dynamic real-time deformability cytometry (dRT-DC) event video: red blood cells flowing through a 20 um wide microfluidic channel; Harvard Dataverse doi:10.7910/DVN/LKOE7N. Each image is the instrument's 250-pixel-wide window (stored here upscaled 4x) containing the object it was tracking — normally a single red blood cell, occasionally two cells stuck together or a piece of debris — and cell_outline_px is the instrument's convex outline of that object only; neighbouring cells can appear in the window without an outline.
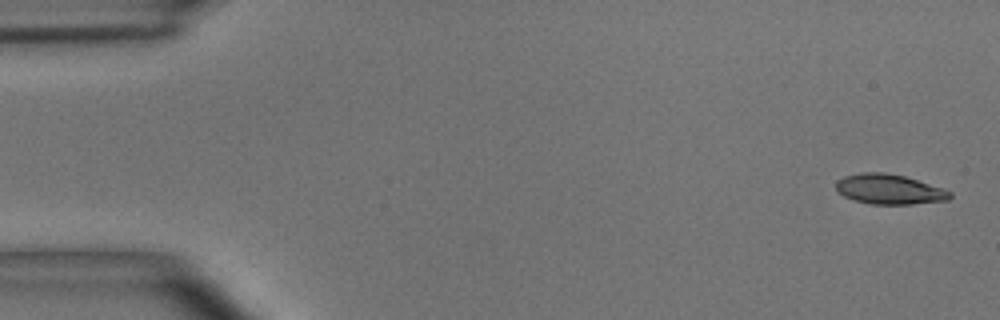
{"species": "common noctule bat (a hibernating species)", "species_latin": "Nyctalus noctula", "temperature_condition": "room temperature", "stored_images_in_passage": 4, "camera_frame_rate_fps": 3000, "um_per_image_px": 0.085, "animal": {"sex": "male", "body_mass_g": 15.6}, "frame": {"image": 1, "passage_image": 1, "time_ms": 0.0, "image_size_px": [1000, 320], "cell_outline_px": [[952, 196], [948, 200], [912, 204], [872, 204], [856, 200], [844, 196], [836, 192], [836, 180], [844, 176], [860, 172], [884, 172], [904, 176], [944, 188], [952, 192]], "centroid_in_image_um": [75.58, 16.08], "position_along_channel_um": 9.4, "area_um2": 20.0}}
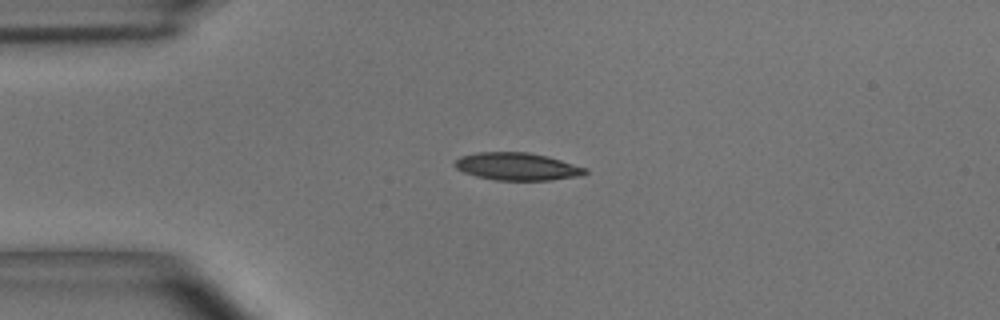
{"frame": {"image": 2, "passage_image": 4, "time_ms": 1.0, "image_size_px": [1000, 320], "cell_outline_px": [[588, 172], [576, 176], [552, 180], [496, 180], [476, 176], [464, 172], [456, 168], [452, 164], [460, 156], [476, 152], [528, 152], [548, 156], [588, 168]], "centroid_in_image_um": [43.94, 14.14], "position_along_channel_um": 41.1, "area_um2": 20.98}}